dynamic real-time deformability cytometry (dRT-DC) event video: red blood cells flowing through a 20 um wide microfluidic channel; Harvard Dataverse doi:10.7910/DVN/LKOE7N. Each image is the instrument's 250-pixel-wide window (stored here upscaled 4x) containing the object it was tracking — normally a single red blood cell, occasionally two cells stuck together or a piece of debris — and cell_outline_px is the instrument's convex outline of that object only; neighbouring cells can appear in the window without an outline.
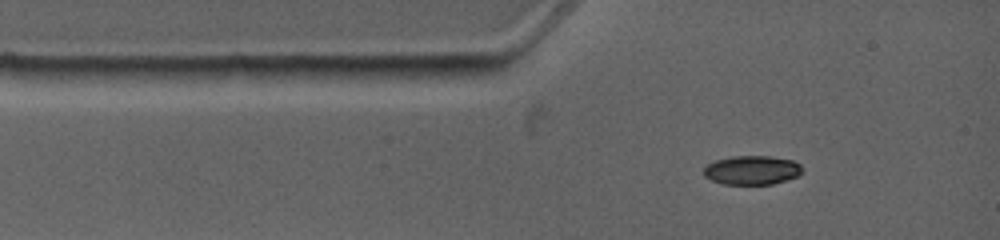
{"species": "common noctule bat (a hibernating species)", "species_latin": "Nyctalus noctula", "temperature_condition": "warm", "stored_images_in_passage": 6, "camera_frame_rate_fps": 4500, "um_per_image_px": 0.085, "animal": {"sex": "female", "body_mass_g": 19.0, "forearm_length_mm": 53.3}, "frame": {"image": 1, "passage_image": 1, "time_ms": 0.0, "image_size_px": [1000, 240], "cell_outline_px": [[804, 172], [800, 176], [772, 184], [724, 184], [712, 180], [704, 176], [704, 168], [708, 164], [716, 160], [732, 156], [772, 156], [792, 160], [800, 164], [804, 168]], "centroid_in_image_um": [63.98, 14.46], "position_along_channel_um": 21.0, "area_um2": 16.82}}
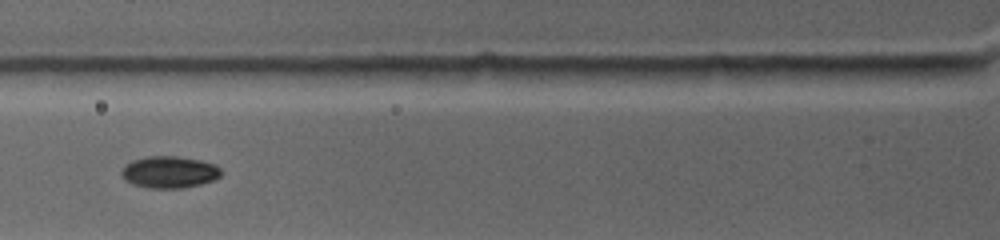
{"frame": {"image": 2, "passage_image": 4, "time_ms": 2.667, "image_size_px": [1000, 240], "cell_outline_px": [[224, 172], [216, 180], [184, 188], [148, 188], [132, 184], [124, 180], [120, 176], [120, 172], [124, 164], [132, 160], [148, 156], [176, 156], [200, 160], [216, 164]], "centroid_in_image_um": [14.39, 14.63], "position_along_channel_um": 111.4, "area_um2": 18.9}}
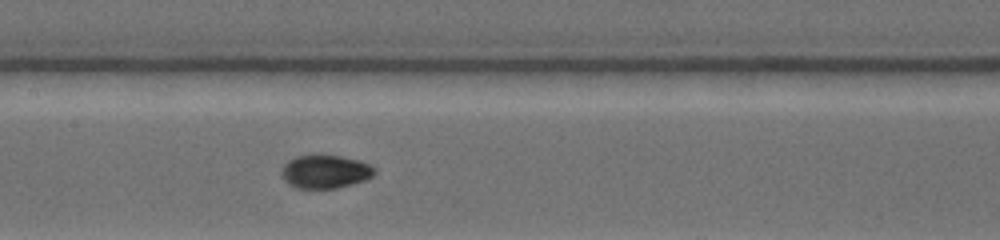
{"frame": {"image": 3, "passage_image": 6, "time_ms": 4.444, "image_size_px": [1000, 240], "cell_outline_px": [[376, 172], [372, 176], [364, 180], [336, 188], [296, 188], [288, 184], [284, 180], [280, 172], [280, 168], [288, 160], [296, 156], [312, 152], [320, 152], [360, 160], [376, 168]], "centroid_in_image_um": [27.59, 14.53], "position_along_channel_um": 179.8, "area_um2": 18.73}}